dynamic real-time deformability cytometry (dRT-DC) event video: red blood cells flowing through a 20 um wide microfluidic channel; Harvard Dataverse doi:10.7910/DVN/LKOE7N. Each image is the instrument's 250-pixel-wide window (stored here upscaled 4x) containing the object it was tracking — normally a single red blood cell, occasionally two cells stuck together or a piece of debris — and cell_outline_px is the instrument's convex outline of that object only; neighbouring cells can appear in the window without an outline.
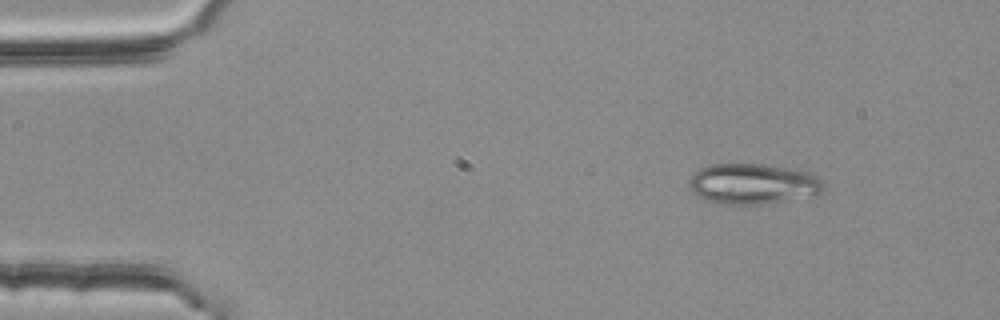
{"species": "common noctule bat (a hibernating species)", "species_latin": "Nyctalus noctula", "temperature_condition": "room temperature", "stored_images_in_passage": 2, "camera_frame_rate_fps": 3000, "um_per_image_px": 0.085, "animal": {"sex": "female", "body_mass_g": 25.1}, "frame": {"image": 1, "passage_image": 1, "time_ms": 0.0, "image_size_px": [1000, 320], "cell_outline_px": [[824, 188], [820, 192], [812, 196], [760, 204], [724, 204], [704, 200], [696, 196], [688, 188], [688, 180], [700, 168], [708, 164], [764, 164], [812, 172], [824, 180]], "centroid_in_image_um": [63.99, 15.62], "position_along_channel_um": 21.0, "area_um2": 32.08}}